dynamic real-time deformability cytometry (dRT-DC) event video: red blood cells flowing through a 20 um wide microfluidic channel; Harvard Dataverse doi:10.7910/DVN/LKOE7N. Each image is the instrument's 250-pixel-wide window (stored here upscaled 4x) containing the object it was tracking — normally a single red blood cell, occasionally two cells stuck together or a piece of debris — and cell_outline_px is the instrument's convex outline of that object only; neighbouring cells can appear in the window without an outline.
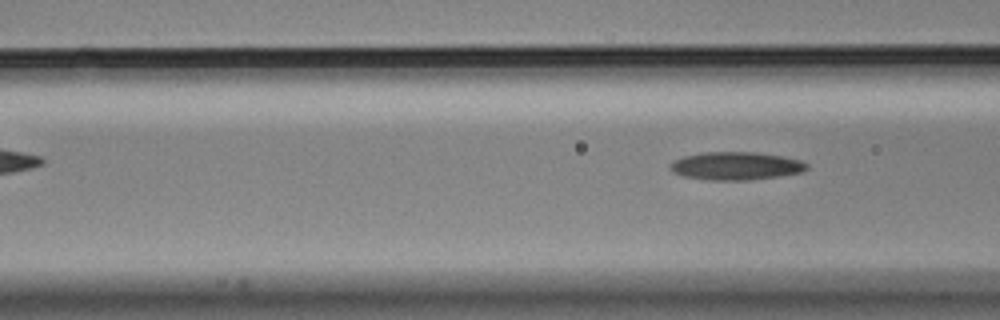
{"species": "Egyptian fruit bat (a non-hibernating species)", "species_latin": "Rousettus aegyptiacus", "temperature_condition": "cold", "stored_images_in_passage": 7, "segment_of_instrument_passage": [2, 2], "camera_frame_rate_fps": 3000, "um_per_image_px": 0.085, "animal": {"sex": "male"}, "frame": {"image": 1, "passage_image": 7, "time_ms": 2.0, "image_size_px": [1000, 320], "cell_outline_px": [[808, 168], [804, 172], [780, 176], [748, 180], [712, 180], [684, 176], [672, 172], [668, 168], [668, 164], [672, 160], [684, 156], [704, 152], [756, 152], [784, 156], [800, 160], [808, 164]], "centroid_in_image_um": [62.55, 14.1], "position_along_channel_um": 104.1, "area_um2": 22.54}}